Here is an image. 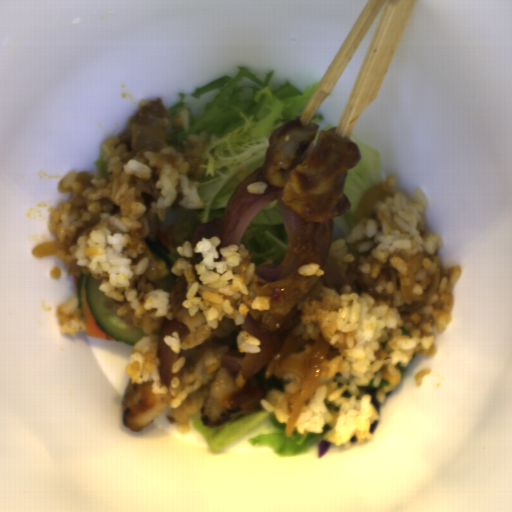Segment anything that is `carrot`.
<instances>
[{
	"label": "carrot",
	"mask_w": 512,
	"mask_h": 512,
	"mask_svg": "<svg viewBox=\"0 0 512 512\" xmlns=\"http://www.w3.org/2000/svg\"><path fill=\"white\" fill-rule=\"evenodd\" d=\"M81 319L85 322V330L83 331L85 334L94 336V337H103L108 339H116L111 337L110 335L106 334L102 331L100 325L95 322L93 319H90L88 317H82Z\"/></svg>",
	"instance_id": "1"
}]
</instances>
